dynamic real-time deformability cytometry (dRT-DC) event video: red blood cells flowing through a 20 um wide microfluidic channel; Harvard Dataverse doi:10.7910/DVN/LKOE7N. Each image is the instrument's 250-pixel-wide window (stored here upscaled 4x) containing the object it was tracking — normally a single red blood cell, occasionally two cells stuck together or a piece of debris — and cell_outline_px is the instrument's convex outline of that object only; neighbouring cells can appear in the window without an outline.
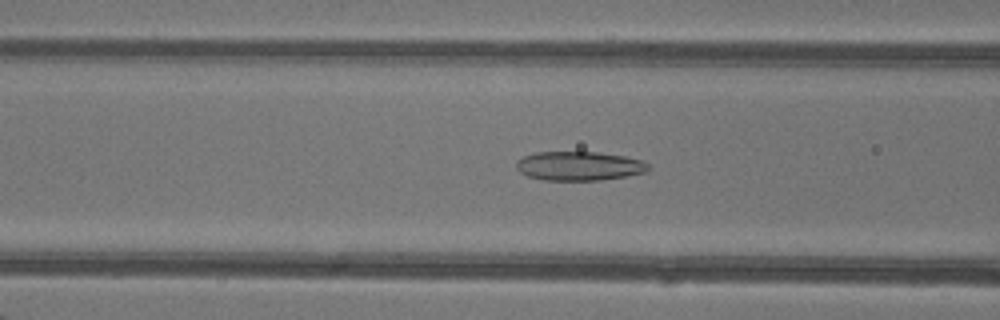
{"species": "common noctule bat (a hibernating species)", "species_latin": "Nyctalus noctula", "temperature_condition": "warm", "stored_images_in_passage": 35, "camera_frame_rate_fps": 3000, "um_per_image_px": 0.085, "animal": {"sex": "female"}, "frame": {"image": 1, "passage_image": 6, "time_ms": 1.667, "image_size_px": [1000, 320], "cell_outline_px": [[648, 168], [644, 172], [624, 176], [600, 180], [544, 180], [528, 176], [520, 172], [516, 168], [516, 160], [524, 156], [536, 152], [596, 152], [624, 156], [640, 160], [648, 164]], "centroid_in_image_um": [49.16, 14.1], "position_along_channel_um": 117.4, "area_um2": 22.14}}
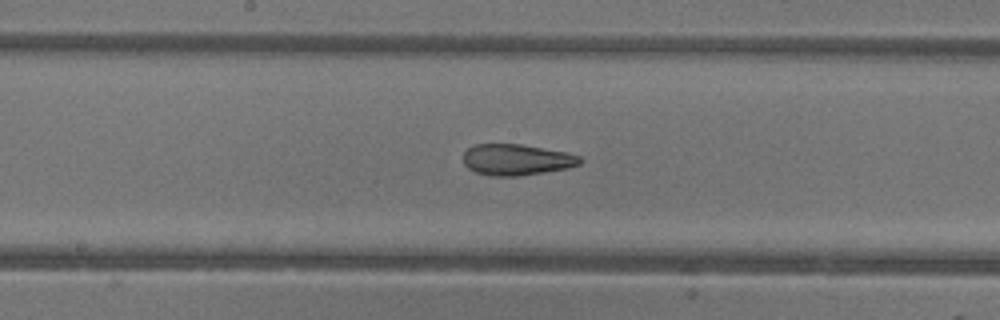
{"frame": {"image": 2, "passage_image": 12, "time_ms": 3.667, "image_size_px": [1000, 320], "cell_outline_px": [[584, 160], [580, 164], [568, 168], [544, 172], [516, 176], [488, 176], [476, 172], [468, 168], [464, 164], [464, 152], [468, 148], [476, 144], [520, 144], [568, 152], [580, 156]], "centroid_in_image_um": [43.93, 13.57], "position_along_channel_um": 204.3, "area_um2": 21.27}}
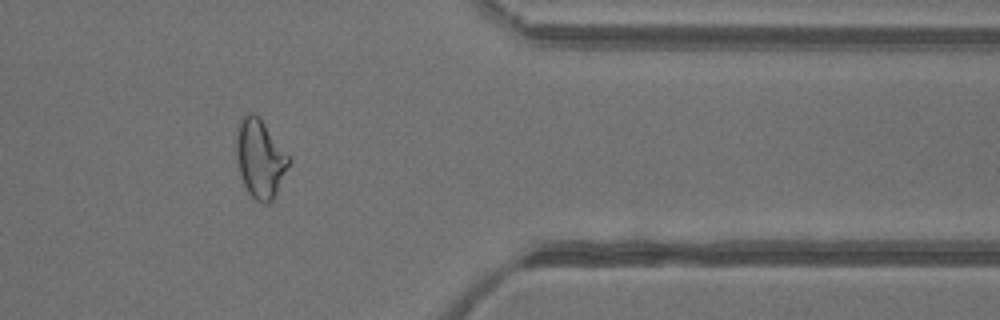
{"frame": {"image": 3, "passage_image": 26, "time_ms": 8.333, "image_size_px": [1000, 320], "cell_outline_px": [[292, 160], [272, 200], [268, 204], [264, 204], [256, 200], [248, 192], [240, 176], [236, 156], [236, 136], [240, 120], [244, 112], [252, 112], [264, 124]], "centroid_in_image_um": [22.09, 13.49], "position_along_channel_um": 389.3, "area_um2": 23.7}, "authors_computed_cell_mechanics": {"area_um2": 22.6576, "velocity_mm_per_s": 4.3305, "shape_relaxation_time_tau1_ms": 9.2291, "shape_relaxation_time_tau2_ms": 1.7193, "deformation_change_tau1": 0.2256, "deformation_change_tau2": 0.0972}}